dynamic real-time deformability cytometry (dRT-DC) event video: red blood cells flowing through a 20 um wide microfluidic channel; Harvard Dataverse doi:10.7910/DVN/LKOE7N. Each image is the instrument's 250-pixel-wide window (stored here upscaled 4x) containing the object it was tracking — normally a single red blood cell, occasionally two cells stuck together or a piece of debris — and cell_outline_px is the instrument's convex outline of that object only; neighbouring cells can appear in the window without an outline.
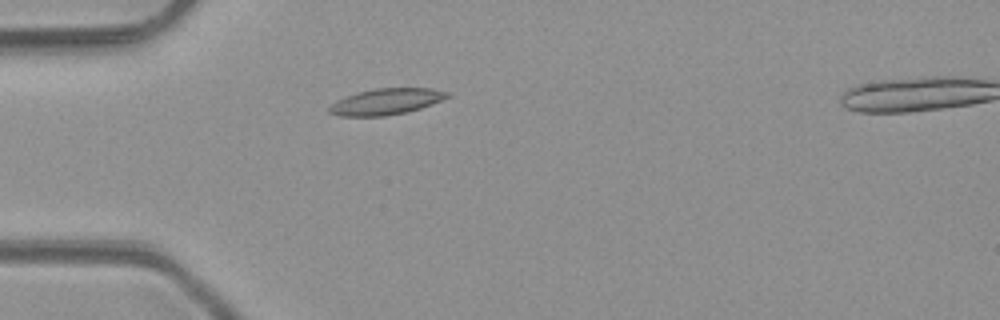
{"species": "common noctule bat (a hibernating species)", "species_latin": "Nyctalus noctula", "temperature_condition": "room temperature", "stored_images_in_passage": 2, "camera_frame_rate_fps": 3000, "um_per_image_px": 0.085, "animal": {"sex": "male", "body_mass_g": 23.1, "forearm_length_mm": 52.7}, "frame": {"image": 1, "passage_image": 1, "time_ms": 0.0, "image_size_px": [1000, 320], "cell_outline_px": [[452, 96], [432, 104], [408, 112], [384, 116], [340, 116], [328, 112], [328, 108], [336, 100], [344, 96], [356, 92], [376, 88], [432, 88], [452, 92]], "centroid_in_image_um": [32.85, 8.62], "position_along_channel_um": 52.1, "area_um2": 18.26}}